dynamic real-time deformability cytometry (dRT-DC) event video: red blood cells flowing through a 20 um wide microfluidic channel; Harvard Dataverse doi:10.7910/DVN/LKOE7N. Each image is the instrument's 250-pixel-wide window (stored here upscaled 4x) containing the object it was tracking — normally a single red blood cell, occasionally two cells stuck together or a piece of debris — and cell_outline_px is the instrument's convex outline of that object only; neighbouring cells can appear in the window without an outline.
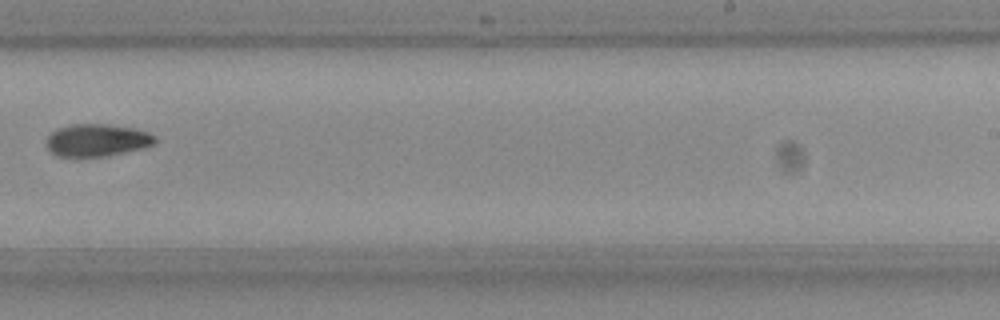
{"species": "Egyptian fruit bat (a non-hibernating species)", "species_latin": "Rousettus aegyptiacus", "temperature_condition": "room temperature", "stored_images_in_passage": 10, "camera_frame_rate_fps": 3000, "um_per_image_px": 0.085, "frame": {"image": 1, "passage_image": 9, "time_ms": 2.667, "image_size_px": [1000, 320], "cell_outline_px": [[156, 144], [144, 148], [104, 156], [56, 156], [48, 148], [48, 136], [56, 128], [72, 124], [108, 124], [132, 128], [148, 132], [156, 136]], "centroid_in_image_um": [8.28, 11.9], "position_along_channel_um": 280.7, "area_um2": 20.4}}